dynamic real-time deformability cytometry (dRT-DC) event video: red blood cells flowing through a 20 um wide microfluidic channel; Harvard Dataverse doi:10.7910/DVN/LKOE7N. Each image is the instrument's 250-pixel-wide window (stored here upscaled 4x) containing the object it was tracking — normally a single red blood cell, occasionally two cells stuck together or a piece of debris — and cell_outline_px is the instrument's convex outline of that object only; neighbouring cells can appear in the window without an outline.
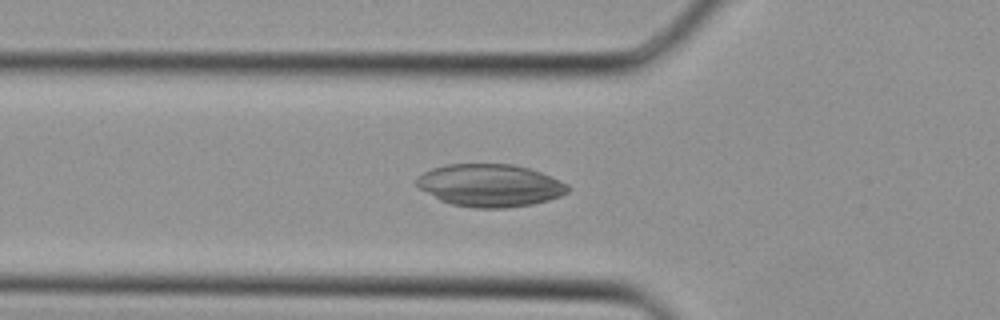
{"species": "Egyptian fruit bat (a non-hibernating species)", "species_latin": "Rousettus aegyptiacus", "temperature_condition": "cold", "stored_images_in_passage": 30, "camera_frame_rate_fps": 3000, "um_per_image_px": 0.085, "animal": {"sex": "female"}, "frame": {"image": 1, "passage_image": 7, "time_ms": 2.0, "image_size_px": [1000, 320], "cell_outline_px": [[572, 188], [568, 192], [560, 196], [548, 200], [532, 204], [508, 208], [472, 208], [452, 204], [440, 200], [420, 188], [416, 184], [416, 176], [432, 168], [448, 164], [512, 164], [528, 168], [540, 172], [568, 184]], "centroid_in_image_um": [41.65, 15.76], "position_along_channel_um": 84.1, "area_um2": 37.51}}
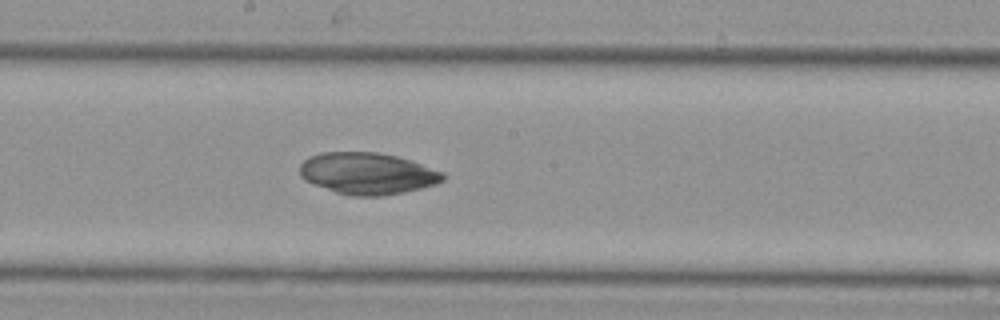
{"frame": {"image": 2, "passage_image": 14, "time_ms": 4.333, "image_size_px": [1000, 320], "cell_outline_px": [[444, 180], [436, 184], [404, 192], [384, 196], [352, 196], [336, 192], [304, 180], [300, 176], [300, 164], [308, 156], [320, 152], [376, 152], [396, 156], [412, 160], [444, 172]], "centroid_in_image_um": [31.23, 14.74], "position_along_channel_um": 217.0, "area_um2": 34.91}}
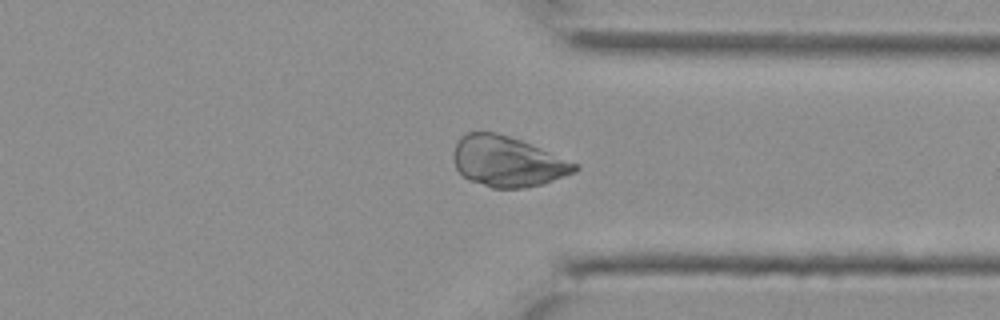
{"frame": {"image": 3, "passage_image": 22, "time_ms": 7.0, "image_size_px": [1000, 320], "cell_outline_px": [[580, 168], [576, 172], [544, 184], [524, 188], [492, 188], [468, 180], [456, 168], [452, 160], [452, 156], [456, 144], [460, 136], [468, 132], [496, 132], [520, 140], [580, 164]], "centroid_in_image_um": [43.14, 13.74], "position_along_channel_um": 368.3, "area_um2": 35.84}}